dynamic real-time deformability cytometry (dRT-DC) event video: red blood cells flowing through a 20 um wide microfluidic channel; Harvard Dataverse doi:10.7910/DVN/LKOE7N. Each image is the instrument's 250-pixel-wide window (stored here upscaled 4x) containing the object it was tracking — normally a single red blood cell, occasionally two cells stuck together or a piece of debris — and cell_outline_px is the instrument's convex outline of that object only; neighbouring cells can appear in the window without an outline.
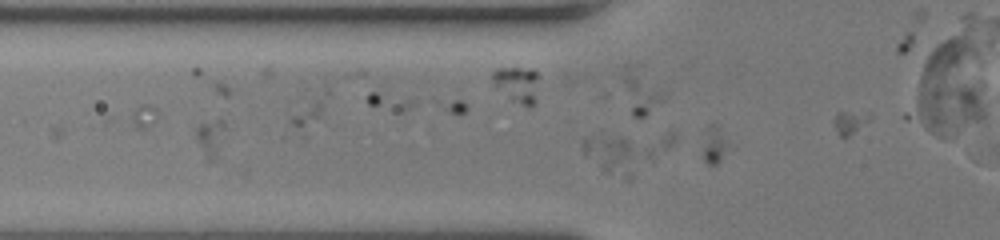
{"species": "human", "species_latin": "Homo sapiens", "temperature_condition": "room temperature", "stored_images_in_passage": 42, "camera_frame_rate_fps": 3000, "um_per_image_px": 0.085, "donor": {"sex": "female"}, "frame": {"image": 1, "passage_image": 7, "time_ms": 2.0, "image_size_px": [1000, 240], "cell_outline_px": [[676, 144], [672, 148], [628, 180], [604, 172], [584, 156], [580, 140], [600, 128], [676, 132]], "centroid_in_image_um": [53.21, 12.72], "position_along_channel_um": 72.6, "area_um2": 24.1}}